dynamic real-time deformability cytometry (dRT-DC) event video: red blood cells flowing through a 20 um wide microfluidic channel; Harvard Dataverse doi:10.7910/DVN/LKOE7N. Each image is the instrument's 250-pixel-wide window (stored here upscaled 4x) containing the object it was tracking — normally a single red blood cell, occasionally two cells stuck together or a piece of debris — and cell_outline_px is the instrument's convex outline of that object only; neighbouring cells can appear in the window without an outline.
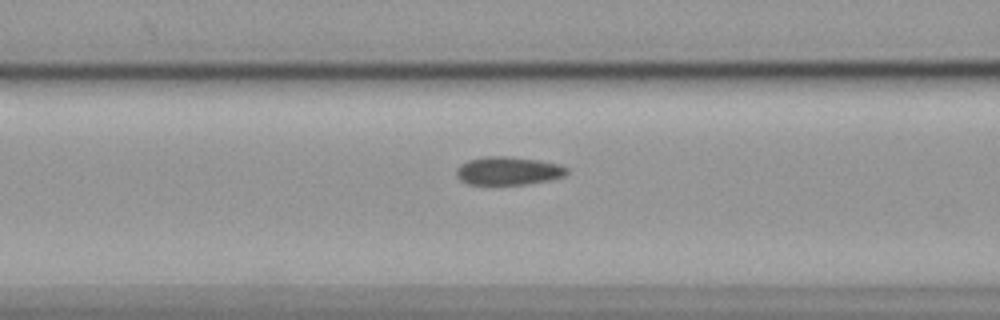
{"species": "common noctule bat (a hibernating species)", "species_latin": "Nyctalus noctula", "temperature_condition": "cold", "stored_images_in_passage": 50, "camera_frame_rate_fps": 3000, "um_per_image_px": 0.085, "animal": {"sex": "female", "body_mass_g": 19.9}, "frame": {"image": 1, "passage_image": 16, "time_ms": 5.0, "image_size_px": [1000, 320], "cell_outline_px": [[568, 172], [564, 176], [548, 180], [524, 184], [468, 184], [460, 180], [456, 176], [456, 168], [460, 164], [468, 160], [484, 156], [508, 156], [540, 160], [560, 164], [568, 168]], "centroid_in_image_um": [43.18, 14.51], "position_along_channel_um": 123.4, "area_um2": 18.26}}
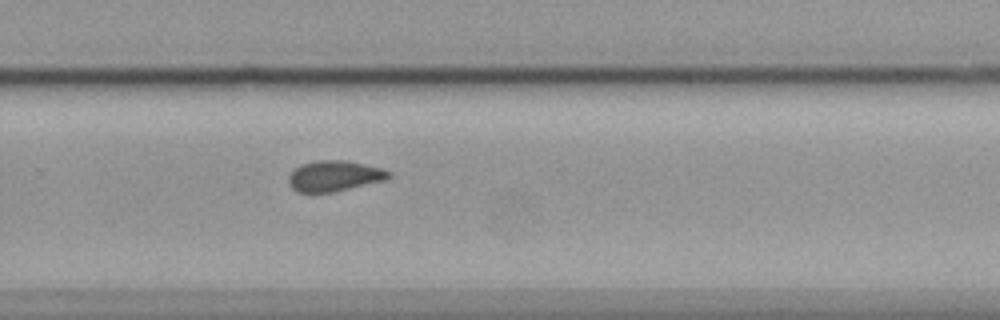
{"frame": {"image": 2, "passage_image": 31, "time_ms": 10.0, "image_size_px": [1000, 320], "cell_outline_px": [[392, 176], [388, 180], [332, 192], [296, 192], [288, 184], [288, 176], [292, 168], [300, 164], [316, 160], [344, 160], [384, 168], [392, 172]], "centroid_in_image_um": [28.42, 14.95], "position_along_channel_um": 301.4, "area_um2": 18.32}}
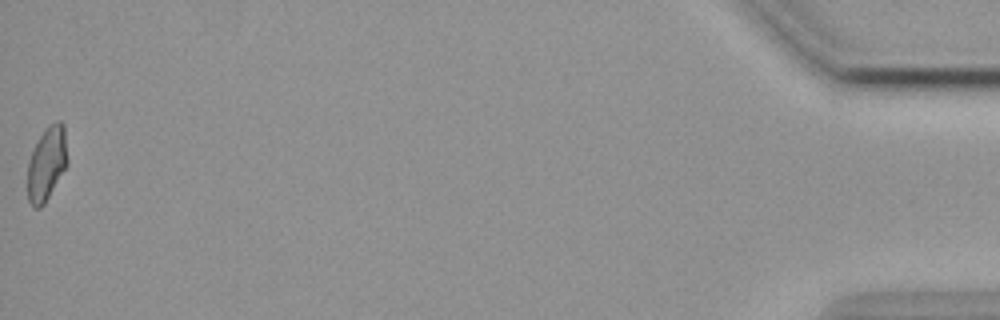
{"frame": {"image": 3, "passage_image": 50, "time_ms": 16.333, "image_size_px": [1000, 320], "cell_outline_px": [[68, 164], [44, 204], [40, 208], [32, 208], [28, 200], [28, 160], [44, 128], [48, 124], [56, 120], [60, 120], [64, 124], [68, 160]], "centroid_in_image_um": [3.99, 13.89], "position_along_channel_um": 431.2, "area_um2": 17.34}, "authors_computed_cell_mechanics": {"area_um2": 18.1492, "velocity_mm_per_s": 3.5727, "shape_relaxation_time_tau1_ms": null, "shape_relaxation_time_tau2_ms": 4.4903, "deformation_change_tau1": null, "deformation_change_tau2": 0.0816}}